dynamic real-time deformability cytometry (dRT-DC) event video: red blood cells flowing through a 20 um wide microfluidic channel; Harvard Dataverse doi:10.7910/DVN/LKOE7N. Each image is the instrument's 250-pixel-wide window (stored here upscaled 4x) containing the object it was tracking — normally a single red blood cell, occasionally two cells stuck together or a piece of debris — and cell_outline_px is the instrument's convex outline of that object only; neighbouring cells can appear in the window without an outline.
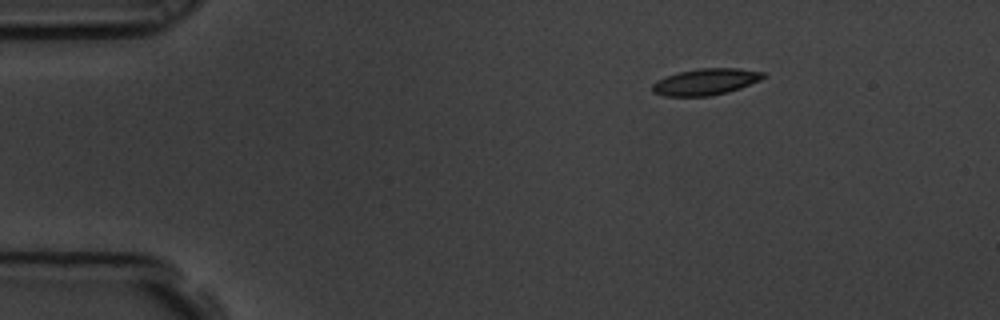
{"species": "common noctule bat (a hibernating species)", "species_latin": "Nyctalus noctula", "temperature_condition": "room temperature", "stored_images_in_passage": 50, "camera_frame_rate_fps": 3000, "um_per_image_px": 0.085, "animal": {"sex": "male", "body_mass_g": 19.5, "forearm_length_mm": 54.6}, "frame": {"image": 1, "passage_image": 1, "time_ms": 0.0, "image_size_px": [1000, 320], "cell_outline_px": [[764, 76], [760, 80], [740, 88], [728, 92], [708, 96], [664, 96], [652, 92], [652, 84], [656, 80], [680, 72], [700, 68], [740, 68], [764, 72]], "centroid_in_image_um": [59.97, 6.95], "position_along_channel_um": 25.0, "area_um2": 16.99}}
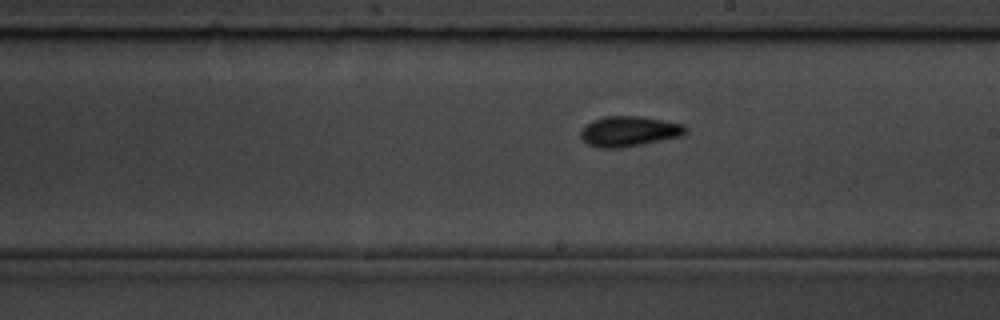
{"frame": {"image": 2, "passage_image": 25, "time_ms": 8.0, "image_size_px": [1000, 320], "cell_outline_px": [[688, 132], [684, 136], [620, 148], [600, 148], [588, 144], [580, 136], [580, 128], [584, 124], [592, 120], [604, 116], [640, 116], [664, 120], [684, 124], [688, 128]], "centroid_in_image_um": [53.48, 11.15], "position_along_channel_um": 235.5, "area_um2": 18.84}}
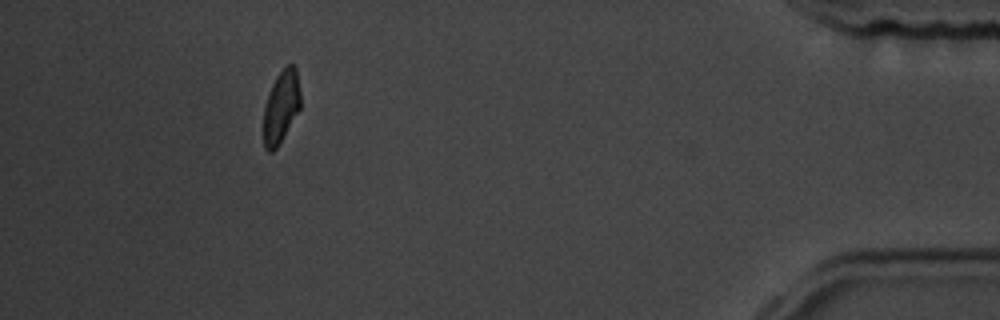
{"frame": {"image": 3, "passage_image": 45, "time_ms": 14.667, "image_size_px": [1000, 320], "cell_outline_px": [[300, 108], [276, 148], [272, 152], [268, 152], [264, 148], [264, 104], [268, 92], [276, 76], [288, 64], [292, 64], [296, 68], [300, 92]], "centroid_in_image_um": [23.88, 9.06], "position_along_channel_um": 411.3, "area_um2": 15.43}, "authors_computed_cell_mechanics": {"area_um2": 17.2533, "velocity_mm_per_s": 3.5252, "shape_relaxation_time_tau1_ms": 3.3529, "shape_relaxation_time_tau2_ms": 3.3402, "deformation_change_tau1": 0.1137, "deformation_change_tau2": 0.0827}}